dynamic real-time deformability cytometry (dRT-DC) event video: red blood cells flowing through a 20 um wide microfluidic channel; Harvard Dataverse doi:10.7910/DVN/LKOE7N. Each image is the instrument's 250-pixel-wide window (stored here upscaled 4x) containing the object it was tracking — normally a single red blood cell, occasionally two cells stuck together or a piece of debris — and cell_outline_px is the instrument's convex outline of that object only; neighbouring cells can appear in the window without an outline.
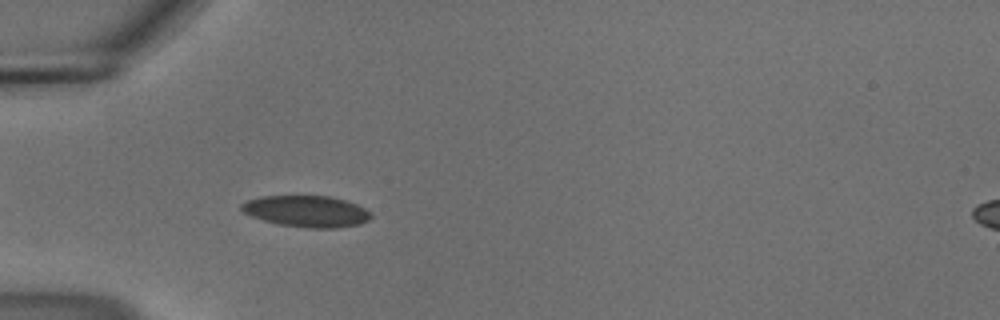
{"species": "common noctule bat (a hibernating species)", "species_latin": "Nyctalus noctula", "temperature_condition": "cold", "stored_images_in_passage": 37, "camera_frame_rate_fps": 3000, "um_per_image_px": 0.085, "animal": {"sex": "male", "body_mass_g": 18.8}, "frame": {"image": 1, "passage_image": 1, "time_ms": 0.0, "image_size_px": [1000, 320], "cell_outline_px": [[372, 216], [368, 220], [360, 224], [336, 228], [308, 228], [280, 224], [264, 220], [252, 216], [244, 212], [240, 208], [240, 204], [248, 200], [264, 196], [332, 196], [356, 204], [364, 208]], "centroid_in_image_um": [26.06, 17.96], "position_along_channel_um": 58.9, "area_um2": 23.47}}